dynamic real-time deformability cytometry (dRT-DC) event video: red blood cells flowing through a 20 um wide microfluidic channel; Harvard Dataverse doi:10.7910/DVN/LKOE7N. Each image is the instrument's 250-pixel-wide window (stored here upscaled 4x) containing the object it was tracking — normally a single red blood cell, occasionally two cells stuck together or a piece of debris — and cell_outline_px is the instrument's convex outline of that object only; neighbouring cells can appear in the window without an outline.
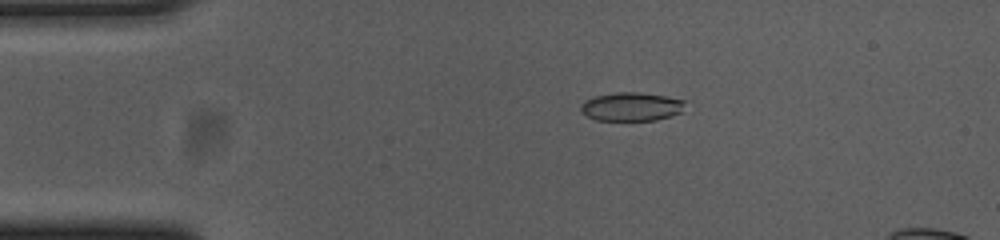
{"species": "common noctule bat (a hibernating species)", "species_latin": "Nyctalus noctula", "temperature_condition": "cold", "stored_images_in_passage": 45, "camera_frame_rate_fps": 3000, "um_per_image_px": 0.085, "animal": {"sex": "female", "body_mass_g": 23.0, "forearm_length_mm": 53.4}, "frame": {"image": 1, "passage_image": 3, "time_ms": 0.667, "image_size_px": [1000, 240], "cell_outline_px": [[684, 100], [680, 112], [672, 116], [656, 120], [596, 120], [580, 112], [580, 104], [584, 100], [596, 96], [616, 92], [640, 92], [664, 96]], "centroid_in_image_um": [53.61, 9.06], "position_along_channel_um": 31.4, "area_um2": 17.28}}
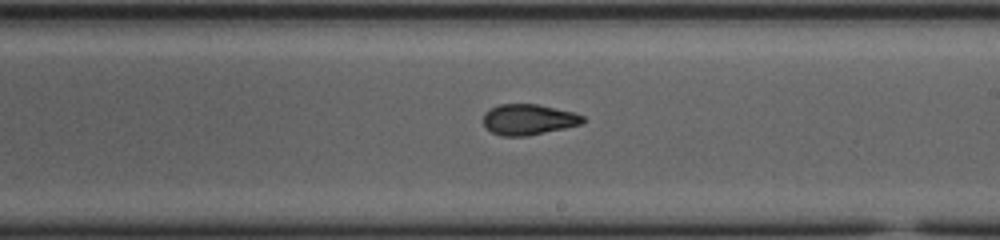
{"frame": {"image": 2, "passage_image": 24, "time_ms": 7.667, "image_size_px": [1000, 240], "cell_outline_px": [[584, 120], [580, 124], [564, 128], [528, 136], [500, 136], [492, 132], [484, 124], [484, 112], [488, 108], [500, 104], [536, 104], [572, 112], [584, 116]], "centroid_in_image_um": [44.88, 10.16], "position_along_channel_um": 244.1, "area_um2": 17.69}}
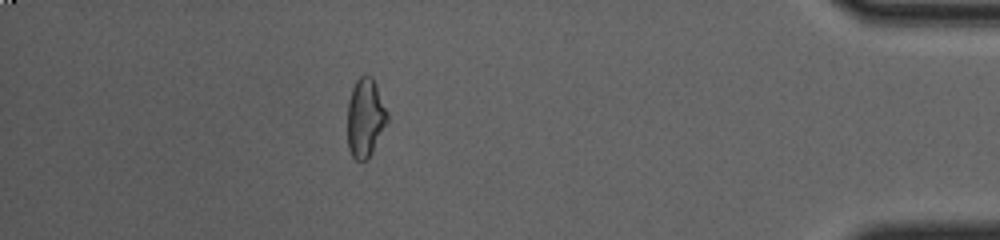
{"frame": {"image": 3, "passage_image": 41, "time_ms": 13.333, "image_size_px": [1000, 240], "cell_outline_px": [[388, 120], [368, 160], [356, 160], [352, 156], [348, 148], [348, 100], [352, 88], [356, 80], [364, 72], [372, 76], [388, 112]], "centroid_in_image_um": [31.04, 9.98], "position_along_channel_um": 404.2, "area_um2": 18.38}}